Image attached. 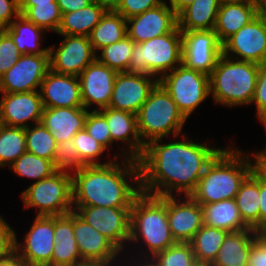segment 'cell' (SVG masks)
Returning a JSON list of instances; mask_svg holds the SVG:
<instances>
[{
	"label": "cell",
	"mask_w": 266,
	"mask_h": 266,
	"mask_svg": "<svg viewBox=\"0 0 266 266\" xmlns=\"http://www.w3.org/2000/svg\"><path fill=\"white\" fill-rule=\"evenodd\" d=\"M58 48L49 47L50 70L59 74L79 76L96 59V53L87 36L62 35Z\"/></svg>",
	"instance_id": "13"
},
{
	"label": "cell",
	"mask_w": 266,
	"mask_h": 266,
	"mask_svg": "<svg viewBox=\"0 0 266 266\" xmlns=\"http://www.w3.org/2000/svg\"><path fill=\"white\" fill-rule=\"evenodd\" d=\"M61 15L82 9L94 2V0H56Z\"/></svg>",
	"instance_id": "51"
},
{
	"label": "cell",
	"mask_w": 266,
	"mask_h": 266,
	"mask_svg": "<svg viewBox=\"0 0 266 266\" xmlns=\"http://www.w3.org/2000/svg\"><path fill=\"white\" fill-rule=\"evenodd\" d=\"M25 134L27 152L47 160H53L56 141L41 123L25 128Z\"/></svg>",
	"instance_id": "39"
},
{
	"label": "cell",
	"mask_w": 266,
	"mask_h": 266,
	"mask_svg": "<svg viewBox=\"0 0 266 266\" xmlns=\"http://www.w3.org/2000/svg\"><path fill=\"white\" fill-rule=\"evenodd\" d=\"M150 260L156 266H199L189 242H176Z\"/></svg>",
	"instance_id": "40"
},
{
	"label": "cell",
	"mask_w": 266,
	"mask_h": 266,
	"mask_svg": "<svg viewBox=\"0 0 266 266\" xmlns=\"http://www.w3.org/2000/svg\"><path fill=\"white\" fill-rule=\"evenodd\" d=\"M94 2L102 6L106 11H116L122 0H94Z\"/></svg>",
	"instance_id": "56"
},
{
	"label": "cell",
	"mask_w": 266,
	"mask_h": 266,
	"mask_svg": "<svg viewBox=\"0 0 266 266\" xmlns=\"http://www.w3.org/2000/svg\"><path fill=\"white\" fill-rule=\"evenodd\" d=\"M20 243L17 239L15 251L28 266H51L54 239V216L35 217L29 232Z\"/></svg>",
	"instance_id": "14"
},
{
	"label": "cell",
	"mask_w": 266,
	"mask_h": 266,
	"mask_svg": "<svg viewBox=\"0 0 266 266\" xmlns=\"http://www.w3.org/2000/svg\"><path fill=\"white\" fill-rule=\"evenodd\" d=\"M203 224L228 232L250 229L242 220L235 199L201 205Z\"/></svg>",
	"instance_id": "28"
},
{
	"label": "cell",
	"mask_w": 266,
	"mask_h": 266,
	"mask_svg": "<svg viewBox=\"0 0 266 266\" xmlns=\"http://www.w3.org/2000/svg\"><path fill=\"white\" fill-rule=\"evenodd\" d=\"M227 234V230L203 224L189 242L199 265L209 266L214 261Z\"/></svg>",
	"instance_id": "34"
},
{
	"label": "cell",
	"mask_w": 266,
	"mask_h": 266,
	"mask_svg": "<svg viewBox=\"0 0 266 266\" xmlns=\"http://www.w3.org/2000/svg\"><path fill=\"white\" fill-rule=\"evenodd\" d=\"M182 33V64L211 74L222 55V43L214 30H191Z\"/></svg>",
	"instance_id": "11"
},
{
	"label": "cell",
	"mask_w": 266,
	"mask_h": 266,
	"mask_svg": "<svg viewBox=\"0 0 266 266\" xmlns=\"http://www.w3.org/2000/svg\"><path fill=\"white\" fill-rule=\"evenodd\" d=\"M0 94L2 125L27 128L40 123L44 106L39 91Z\"/></svg>",
	"instance_id": "19"
},
{
	"label": "cell",
	"mask_w": 266,
	"mask_h": 266,
	"mask_svg": "<svg viewBox=\"0 0 266 266\" xmlns=\"http://www.w3.org/2000/svg\"><path fill=\"white\" fill-rule=\"evenodd\" d=\"M117 71L101 63L97 58L78 76L81 100L87 110H100L109 106Z\"/></svg>",
	"instance_id": "17"
},
{
	"label": "cell",
	"mask_w": 266,
	"mask_h": 266,
	"mask_svg": "<svg viewBox=\"0 0 266 266\" xmlns=\"http://www.w3.org/2000/svg\"><path fill=\"white\" fill-rule=\"evenodd\" d=\"M158 83L155 76L118 72L108 107L136 114Z\"/></svg>",
	"instance_id": "16"
},
{
	"label": "cell",
	"mask_w": 266,
	"mask_h": 266,
	"mask_svg": "<svg viewBox=\"0 0 266 266\" xmlns=\"http://www.w3.org/2000/svg\"><path fill=\"white\" fill-rule=\"evenodd\" d=\"M57 170L73 172L86 164L80 159L73 140L56 143V150L52 160Z\"/></svg>",
	"instance_id": "42"
},
{
	"label": "cell",
	"mask_w": 266,
	"mask_h": 266,
	"mask_svg": "<svg viewBox=\"0 0 266 266\" xmlns=\"http://www.w3.org/2000/svg\"><path fill=\"white\" fill-rule=\"evenodd\" d=\"M264 23H265V29H266V16H264Z\"/></svg>",
	"instance_id": "62"
},
{
	"label": "cell",
	"mask_w": 266,
	"mask_h": 266,
	"mask_svg": "<svg viewBox=\"0 0 266 266\" xmlns=\"http://www.w3.org/2000/svg\"><path fill=\"white\" fill-rule=\"evenodd\" d=\"M73 211L121 253L128 254L125 249L130 240L131 207L73 206Z\"/></svg>",
	"instance_id": "10"
},
{
	"label": "cell",
	"mask_w": 266,
	"mask_h": 266,
	"mask_svg": "<svg viewBox=\"0 0 266 266\" xmlns=\"http://www.w3.org/2000/svg\"><path fill=\"white\" fill-rule=\"evenodd\" d=\"M178 27L177 14L167 1L162 5L126 19L127 36L135 43L173 32Z\"/></svg>",
	"instance_id": "21"
},
{
	"label": "cell",
	"mask_w": 266,
	"mask_h": 266,
	"mask_svg": "<svg viewBox=\"0 0 266 266\" xmlns=\"http://www.w3.org/2000/svg\"><path fill=\"white\" fill-rule=\"evenodd\" d=\"M73 231L82 261L105 262L111 266L121 264L119 259H122L123 254L104 235L86 223L74 211Z\"/></svg>",
	"instance_id": "18"
},
{
	"label": "cell",
	"mask_w": 266,
	"mask_h": 266,
	"mask_svg": "<svg viewBox=\"0 0 266 266\" xmlns=\"http://www.w3.org/2000/svg\"><path fill=\"white\" fill-rule=\"evenodd\" d=\"M260 13V2L220 4L214 32L221 43L249 24Z\"/></svg>",
	"instance_id": "26"
},
{
	"label": "cell",
	"mask_w": 266,
	"mask_h": 266,
	"mask_svg": "<svg viewBox=\"0 0 266 266\" xmlns=\"http://www.w3.org/2000/svg\"><path fill=\"white\" fill-rule=\"evenodd\" d=\"M260 13L266 16V0H260Z\"/></svg>",
	"instance_id": "61"
},
{
	"label": "cell",
	"mask_w": 266,
	"mask_h": 266,
	"mask_svg": "<svg viewBox=\"0 0 266 266\" xmlns=\"http://www.w3.org/2000/svg\"><path fill=\"white\" fill-rule=\"evenodd\" d=\"M262 124L266 129V122H262ZM250 153L251 152H249V156H251L250 159H251L252 166H266V143L262 151L260 150L256 153L252 152V155H250Z\"/></svg>",
	"instance_id": "53"
},
{
	"label": "cell",
	"mask_w": 266,
	"mask_h": 266,
	"mask_svg": "<svg viewBox=\"0 0 266 266\" xmlns=\"http://www.w3.org/2000/svg\"><path fill=\"white\" fill-rule=\"evenodd\" d=\"M50 70L49 55L23 54L5 74L0 77V93L39 91Z\"/></svg>",
	"instance_id": "15"
},
{
	"label": "cell",
	"mask_w": 266,
	"mask_h": 266,
	"mask_svg": "<svg viewBox=\"0 0 266 266\" xmlns=\"http://www.w3.org/2000/svg\"><path fill=\"white\" fill-rule=\"evenodd\" d=\"M105 12L106 10L102 6L93 2L77 11L64 13L56 34L89 37Z\"/></svg>",
	"instance_id": "32"
},
{
	"label": "cell",
	"mask_w": 266,
	"mask_h": 266,
	"mask_svg": "<svg viewBox=\"0 0 266 266\" xmlns=\"http://www.w3.org/2000/svg\"><path fill=\"white\" fill-rule=\"evenodd\" d=\"M0 266H28L15 251L10 256L0 259Z\"/></svg>",
	"instance_id": "52"
},
{
	"label": "cell",
	"mask_w": 266,
	"mask_h": 266,
	"mask_svg": "<svg viewBox=\"0 0 266 266\" xmlns=\"http://www.w3.org/2000/svg\"><path fill=\"white\" fill-rule=\"evenodd\" d=\"M122 259H123V260H121L122 265L120 264L119 266H156L150 259H139V261H138L137 258L127 257V260H126V258L124 256L122 257ZM123 261H126L127 265Z\"/></svg>",
	"instance_id": "54"
},
{
	"label": "cell",
	"mask_w": 266,
	"mask_h": 266,
	"mask_svg": "<svg viewBox=\"0 0 266 266\" xmlns=\"http://www.w3.org/2000/svg\"><path fill=\"white\" fill-rule=\"evenodd\" d=\"M222 54L239 61L266 63L264 15L254 18L222 43Z\"/></svg>",
	"instance_id": "12"
},
{
	"label": "cell",
	"mask_w": 266,
	"mask_h": 266,
	"mask_svg": "<svg viewBox=\"0 0 266 266\" xmlns=\"http://www.w3.org/2000/svg\"><path fill=\"white\" fill-rule=\"evenodd\" d=\"M259 234L252 228L228 232L209 266H247L251 244Z\"/></svg>",
	"instance_id": "27"
},
{
	"label": "cell",
	"mask_w": 266,
	"mask_h": 266,
	"mask_svg": "<svg viewBox=\"0 0 266 266\" xmlns=\"http://www.w3.org/2000/svg\"><path fill=\"white\" fill-rule=\"evenodd\" d=\"M56 2V0H19V7H32L37 4Z\"/></svg>",
	"instance_id": "57"
},
{
	"label": "cell",
	"mask_w": 266,
	"mask_h": 266,
	"mask_svg": "<svg viewBox=\"0 0 266 266\" xmlns=\"http://www.w3.org/2000/svg\"><path fill=\"white\" fill-rule=\"evenodd\" d=\"M186 118L164 87L158 83L136 113L137 130L144 145L157 139L182 135Z\"/></svg>",
	"instance_id": "6"
},
{
	"label": "cell",
	"mask_w": 266,
	"mask_h": 266,
	"mask_svg": "<svg viewBox=\"0 0 266 266\" xmlns=\"http://www.w3.org/2000/svg\"><path fill=\"white\" fill-rule=\"evenodd\" d=\"M84 129L107 151L113 142L111 140L109 126L106 118L97 110H90L86 116Z\"/></svg>",
	"instance_id": "43"
},
{
	"label": "cell",
	"mask_w": 266,
	"mask_h": 266,
	"mask_svg": "<svg viewBox=\"0 0 266 266\" xmlns=\"http://www.w3.org/2000/svg\"><path fill=\"white\" fill-rule=\"evenodd\" d=\"M54 239L51 266H75L83 262L73 231V211L54 216Z\"/></svg>",
	"instance_id": "25"
},
{
	"label": "cell",
	"mask_w": 266,
	"mask_h": 266,
	"mask_svg": "<svg viewBox=\"0 0 266 266\" xmlns=\"http://www.w3.org/2000/svg\"><path fill=\"white\" fill-rule=\"evenodd\" d=\"M20 14L45 31L57 33L61 23V12L57 2L37 4L32 7H19Z\"/></svg>",
	"instance_id": "38"
},
{
	"label": "cell",
	"mask_w": 266,
	"mask_h": 266,
	"mask_svg": "<svg viewBox=\"0 0 266 266\" xmlns=\"http://www.w3.org/2000/svg\"><path fill=\"white\" fill-rule=\"evenodd\" d=\"M9 167L14 174L22 178L34 179V182L49 177L57 171L51 160L29 152L23 153Z\"/></svg>",
	"instance_id": "36"
},
{
	"label": "cell",
	"mask_w": 266,
	"mask_h": 266,
	"mask_svg": "<svg viewBox=\"0 0 266 266\" xmlns=\"http://www.w3.org/2000/svg\"><path fill=\"white\" fill-rule=\"evenodd\" d=\"M16 232L0 215V259L15 252Z\"/></svg>",
	"instance_id": "47"
},
{
	"label": "cell",
	"mask_w": 266,
	"mask_h": 266,
	"mask_svg": "<svg viewBox=\"0 0 266 266\" xmlns=\"http://www.w3.org/2000/svg\"><path fill=\"white\" fill-rule=\"evenodd\" d=\"M195 0H169L170 8L178 15L184 8L192 4Z\"/></svg>",
	"instance_id": "55"
},
{
	"label": "cell",
	"mask_w": 266,
	"mask_h": 266,
	"mask_svg": "<svg viewBox=\"0 0 266 266\" xmlns=\"http://www.w3.org/2000/svg\"><path fill=\"white\" fill-rule=\"evenodd\" d=\"M247 266H266V233L253 240Z\"/></svg>",
	"instance_id": "48"
},
{
	"label": "cell",
	"mask_w": 266,
	"mask_h": 266,
	"mask_svg": "<svg viewBox=\"0 0 266 266\" xmlns=\"http://www.w3.org/2000/svg\"><path fill=\"white\" fill-rule=\"evenodd\" d=\"M178 197V198H177ZM167 219L176 242H190L203 226L201 204L189 195L166 196Z\"/></svg>",
	"instance_id": "20"
},
{
	"label": "cell",
	"mask_w": 266,
	"mask_h": 266,
	"mask_svg": "<svg viewBox=\"0 0 266 266\" xmlns=\"http://www.w3.org/2000/svg\"><path fill=\"white\" fill-rule=\"evenodd\" d=\"M220 4L225 3H246V2H260V0H219Z\"/></svg>",
	"instance_id": "60"
},
{
	"label": "cell",
	"mask_w": 266,
	"mask_h": 266,
	"mask_svg": "<svg viewBox=\"0 0 266 266\" xmlns=\"http://www.w3.org/2000/svg\"><path fill=\"white\" fill-rule=\"evenodd\" d=\"M19 15V0H0V30L8 28Z\"/></svg>",
	"instance_id": "49"
},
{
	"label": "cell",
	"mask_w": 266,
	"mask_h": 266,
	"mask_svg": "<svg viewBox=\"0 0 266 266\" xmlns=\"http://www.w3.org/2000/svg\"><path fill=\"white\" fill-rule=\"evenodd\" d=\"M27 152L25 128L0 126V167L10 166Z\"/></svg>",
	"instance_id": "35"
},
{
	"label": "cell",
	"mask_w": 266,
	"mask_h": 266,
	"mask_svg": "<svg viewBox=\"0 0 266 266\" xmlns=\"http://www.w3.org/2000/svg\"><path fill=\"white\" fill-rule=\"evenodd\" d=\"M39 93L44 107H83L80 81L77 76L55 73L49 70Z\"/></svg>",
	"instance_id": "22"
},
{
	"label": "cell",
	"mask_w": 266,
	"mask_h": 266,
	"mask_svg": "<svg viewBox=\"0 0 266 266\" xmlns=\"http://www.w3.org/2000/svg\"><path fill=\"white\" fill-rule=\"evenodd\" d=\"M98 111L107 120L112 142L115 144L119 141L126 145L121 156L138 160L143 154L145 145L138 134L136 114L110 107Z\"/></svg>",
	"instance_id": "23"
},
{
	"label": "cell",
	"mask_w": 266,
	"mask_h": 266,
	"mask_svg": "<svg viewBox=\"0 0 266 266\" xmlns=\"http://www.w3.org/2000/svg\"><path fill=\"white\" fill-rule=\"evenodd\" d=\"M260 64L239 61L221 55L209 75L210 95L214 103L228 108L251 105Z\"/></svg>",
	"instance_id": "5"
},
{
	"label": "cell",
	"mask_w": 266,
	"mask_h": 266,
	"mask_svg": "<svg viewBox=\"0 0 266 266\" xmlns=\"http://www.w3.org/2000/svg\"><path fill=\"white\" fill-rule=\"evenodd\" d=\"M208 164L190 197L204 205L227 199H235L240 184L252 171V163L246 151L235 148L232 141ZM233 145V146H232Z\"/></svg>",
	"instance_id": "3"
},
{
	"label": "cell",
	"mask_w": 266,
	"mask_h": 266,
	"mask_svg": "<svg viewBox=\"0 0 266 266\" xmlns=\"http://www.w3.org/2000/svg\"><path fill=\"white\" fill-rule=\"evenodd\" d=\"M219 6V0H195L177 15L179 30H214Z\"/></svg>",
	"instance_id": "30"
},
{
	"label": "cell",
	"mask_w": 266,
	"mask_h": 266,
	"mask_svg": "<svg viewBox=\"0 0 266 266\" xmlns=\"http://www.w3.org/2000/svg\"><path fill=\"white\" fill-rule=\"evenodd\" d=\"M252 169L266 181V166H252Z\"/></svg>",
	"instance_id": "59"
},
{
	"label": "cell",
	"mask_w": 266,
	"mask_h": 266,
	"mask_svg": "<svg viewBox=\"0 0 266 266\" xmlns=\"http://www.w3.org/2000/svg\"><path fill=\"white\" fill-rule=\"evenodd\" d=\"M75 266H111L105 262H90V261H83Z\"/></svg>",
	"instance_id": "58"
},
{
	"label": "cell",
	"mask_w": 266,
	"mask_h": 266,
	"mask_svg": "<svg viewBox=\"0 0 266 266\" xmlns=\"http://www.w3.org/2000/svg\"><path fill=\"white\" fill-rule=\"evenodd\" d=\"M159 83L187 120L210 96L209 76L183 64L164 74Z\"/></svg>",
	"instance_id": "9"
},
{
	"label": "cell",
	"mask_w": 266,
	"mask_h": 266,
	"mask_svg": "<svg viewBox=\"0 0 266 266\" xmlns=\"http://www.w3.org/2000/svg\"><path fill=\"white\" fill-rule=\"evenodd\" d=\"M166 0H122L119 8L116 10L125 19L142 14L143 12L156 8Z\"/></svg>",
	"instance_id": "46"
},
{
	"label": "cell",
	"mask_w": 266,
	"mask_h": 266,
	"mask_svg": "<svg viewBox=\"0 0 266 266\" xmlns=\"http://www.w3.org/2000/svg\"><path fill=\"white\" fill-rule=\"evenodd\" d=\"M259 233H266V181L259 175Z\"/></svg>",
	"instance_id": "50"
},
{
	"label": "cell",
	"mask_w": 266,
	"mask_h": 266,
	"mask_svg": "<svg viewBox=\"0 0 266 266\" xmlns=\"http://www.w3.org/2000/svg\"><path fill=\"white\" fill-rule=\"evenodd\" d=\"M71 172L57 170L21 192L24 207L37 210V216H59L73 211Z\"/></svg>",
	"instance_id": "8"
},
{
	"label": "cell",
	"mask_w": 266,
	"mask_h": 266,
	"mask_svg": "<svg viewBox=\"0 0 266 266\" xmlns=\"http://www.w3.org/2000/svg\"><path fill=\"white\" fill-rule=\"evenodd\" d=\"M235 201L242 220L259 233V174L252 169L251 173L240 184Z\"/></svg>",
	"instance_id": "31"
},
{
	"label": "cell",
	"mask_w": 266,
	"mask_h": 266,
	"mask_svg": "<svg viewBox=\"0 0 266 266\" xmlns=\"http://www.w3.org/2000/svg\"><path fill=\"white\" fill-rule=\"evenodd\" d=\"M163 143L162 139L145 145L138 159L141 192L153 196L190 195L208 164L223 149L187 139Z\"/></svg>",
	"instance_id": "1"
},
{
	"label": "cell",
	"mask_w": 266,
	"mask_h": 266,
	"mask_svg": "<svg viewBox=\"0 0 266 266\" xmlns=\"http://www.w3.org/2000/svg\"><path fill=\"white\" fill-rule=\"evenodd\" d=\"M256 106V118L266 122V63L260 65L252 103Z\"/></svg>",
	"instance_id": "45"
},
{
	"label": "cell",
	"mask_w": 266,
	"mask_h": 266,
	"mask_svg": "<svg viewBox=\"0 0 266 266\" xmlns=\"http://www.w3.org/2000/svg\"><path fill=\"white\" fill-rule=\"evenodd\" d=\"M88 111L84 107H44L40 123L56 143L72 140L78 131L84 129Z\"/></svg>",
	"instance_id": "24"
},
{
	"label": "cell",
	"mask_w": 266,
	"mask_h": 266,
	"mask_svg": "<svg viewBox=\"0 0 266 266\" xmlns=\"http://www.w3.org/2000/svg\"><path fill=\"white\" fill-rule=\"evenodd\" d=\"M127 36L126 19L116 11H106L93 28L89 39L94 52L112 45Z\"/></svg>",
	"instance_id": "33"
},
{
	"label": "cell",
	"mask_w": 266,
	"mask_h": 266,
	"mask_svg": "<svg viewBox=\"0 0 266 266\" xmlns=\"http://www.w3.org/2000/svg\"><path fill=\"white\" fill-rule=\"evenodd\" d=\"M12 38L19 52L23 54L49 55V47L42 48L46 31L19 15L8 28L4 29Z\"/></svg>",
	"instance_id": "29"
},
{
	"label": "cell",
	"mask_w": 266,
	"mask_h": 266,
	"mask_svg": "<svg viewBox=\"0 0 266 266\" xmlns=\"http://www.w3.org/2000/svg\"><path fill=\"white\" fill-rule=\"evenodd\" d=\"M131 243L140 245L134 248V251L139 248L136 257L128 254V257L137 259H151L176 243L167 219L166 196L141 192L134 199L131 206L129 245Z\"/></svg>",
	"instance_id": "4"
},
{
	"label": "cell",
	"mask_w": 266,
	"mask_h": 266,
	"mask_svg": "<svg viewBox=\"0 0 266 266\" xmlns=\"http://www.w3.org/2000/svg\"><path fill=\"white\" fill-rule=\"evenodd\" d=\"M180 64H182V33L177 27L173 32L134 43L129 72L160 79Z\"/></svg>",
	"instance_id": "7"
},
{
	"label": "cell",
	"mask_w": 266,
	"mask_h": 266,
	"mask_svg": "<svg viewBox=\"0 0 266 266\" xmlns=\"http://www.w3.org/2000/svg\"><path fill=\"white\" fill-rule=\"evenodd\" d=\"M73 143L76 145L77 152L80 159L86 165H105L118 159L120 155L114 154L113 158H109L106 162H99V157L107 151L100 143H98L92 136H90L85 129L80 130L73 137Z\"/></svg>",
	"instance_id": "41"
},
{
	"label": "cell",
	"mask_w": 266,
	"mask_h": 266,
	"mask_svg": "<svg viewBox=\"0 0 266 266\" xmlns=\"http://www.w3.org/2000/svg\"><path fill=\"white\" fill-rule=\"evenodd\" d=\"M21 55L11 36L4 29L0 30V77L17 63Z\"/></svg>",
	"instance_id": "44"
},
{
	"label": "cell",
	"mask_w": 266,
	"mask_h": 266,
	"mask_svg": "<svg viewBox=\"0 0 266 266\" xmlns=\"http://www.w3.org/2000/svg\"><path fill=\"white\" fill-rule=\"evenodd\" d=\"M134 43L130 37L125 36L122 40L105 46L98 51L96 58L117 72H129V63L133 53Z\"/></svg>",
	"instance_id": "37"
},
{
	"label": "cell",
	"mask_w": 266,
	"mask_h": 266,
	"mask_svg": "<svg viewBox=\"0 0 266 266\" xmlns=\"http://www.w3.org/2000/svg\"><path fill=\"white\" fill-rule=\"evenodd\" d=\"M118 161L73 171V206L131 207L141 193L139 162L132 158Z\"/></svg>",
	"instance_id": "2"
}]
</instances>
